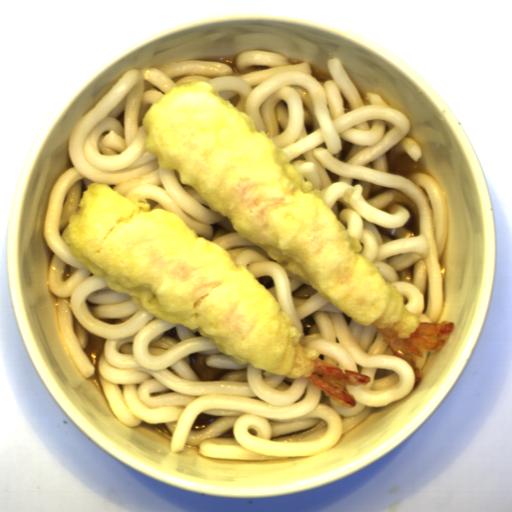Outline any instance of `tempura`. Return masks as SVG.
Returning <instances> with one entry per match:
<instances>
[{
	"instance_id": "tempura-1",
	"label": "tempura",
	"mask_w": 512,
	"mask_h": 512,
	"mask_svg": "<svg viewBox=\"0 0 512 512\" xmlns=\"http://www.w3.org/2000/svg\"><path fill=\"white\" fill-rule=\"evenodd\" d=\"M145 150L158 166L176 170L230 222L240 237L287 263L346 316L377 328L393 356L404 359L421 381L416 357L443 350L456 331L451 320L421 322L401 294L366 257L280 146L256 130L247 113L205 81L183 82L153 103L142 121Z\"/></svg>"
},
{
	"instance_id": "tempura-2",
	"label": "tempura",
	"mask_w": 512,
	"mask_h": 512,
	"mask_svg": "<svg viewBox=\"0 0 512 512\" xmlns=\"http://www.w3.org/2000/svg\"><path fill=\"white\" fill-rule=\"evenodd\" d=\"M77 209L61 235L76 262L111 291L128 293L149 313L207 337L236 362L307 379L338 401L359 405L345 387L371 378L302 346L301 333L268 288L180 215L141 212L106 183L93 182Z\"/></svg>"
}]
</instances>
